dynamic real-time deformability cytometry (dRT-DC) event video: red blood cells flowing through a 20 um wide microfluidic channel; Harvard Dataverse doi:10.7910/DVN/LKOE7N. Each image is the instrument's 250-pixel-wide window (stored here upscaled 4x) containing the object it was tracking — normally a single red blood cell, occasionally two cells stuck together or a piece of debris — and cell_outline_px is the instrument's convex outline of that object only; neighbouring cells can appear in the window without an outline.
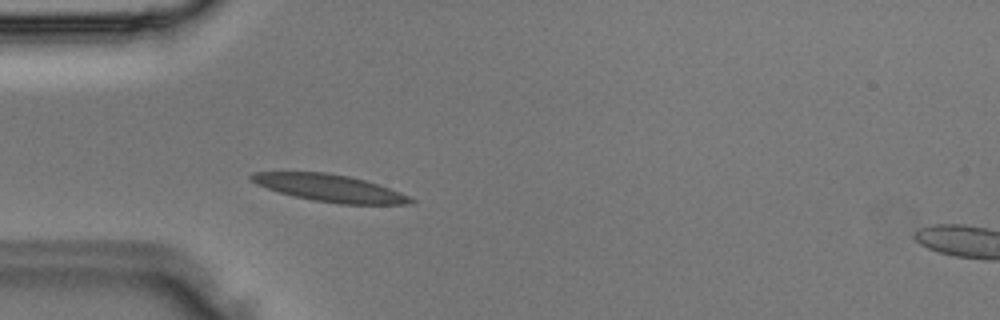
{"species": "Egyptian fruit bat (a non-hibernating species)", "species_latin": "Rousettus aegyptiacus", "temperature_condition": "room temperature", "stored_images_in_passage": 2, "camera_frame_rate_fps": 3000, "um_per_image_px": 0.085, "animal": {"sex": "male"}, "frame": {"image": 1, "passage_image": 2, "time_ms": 0.333, "image_size_px": [1000, 320], "cell_outline_px": [[416, 200], [412, 204], [340, 204], [312, 200], [280, 192], [256, 184], [248, 176], [252, 172], [324, 172], [348, 176], [364, 180], [400, 192]], "centroid_in_image_um": [28.03, 15.98], "position_along_channel_um": 57.0, "area_um2": 24.85}}